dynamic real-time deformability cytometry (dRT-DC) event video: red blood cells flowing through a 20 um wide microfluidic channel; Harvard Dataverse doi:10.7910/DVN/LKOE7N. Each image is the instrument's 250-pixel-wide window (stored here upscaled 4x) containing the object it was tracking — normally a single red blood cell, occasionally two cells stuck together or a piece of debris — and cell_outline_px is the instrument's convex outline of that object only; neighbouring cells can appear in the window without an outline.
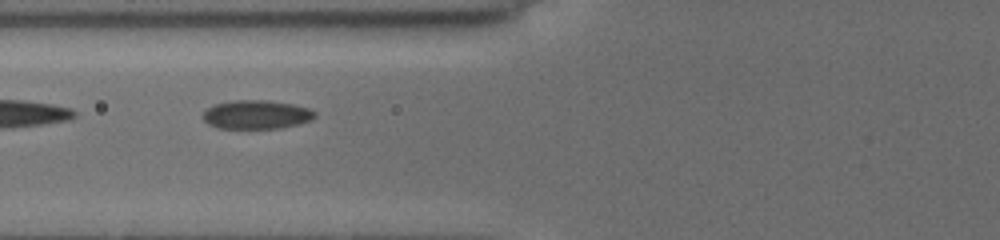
{"species": "common noctule bat (a hibernating species)", "species_latin": "Nyctalus noctula", "temperature_condition": "cold", "stored_images_in_passage": 8, "segment_of_instrument_passage": [2, 2], "camera_frame_rate_fps": 3000, "um_per_image_px": 0.085, "animal": {"sex": "female", "body_mass_g": 19.5, "forearm_length_mm": 54.1}, "frame": {"image": 1, "passage_image": 7, "time_ms": 5.667, "image_size_px": [1000, 240], "cell_outline_px": [[316, 116], [312, 120], [280, 128], [216, 128], [208, 124], [204, 120], [204, 112], [208, 108], [216, 104], [232, 100], [268, 100], [292, 104], [308, 108], [316, 112]], "centroid_in_image_um": [21.81, 9.74], "position_along_channel_um": 104.0, "area_um2": 18.67}}